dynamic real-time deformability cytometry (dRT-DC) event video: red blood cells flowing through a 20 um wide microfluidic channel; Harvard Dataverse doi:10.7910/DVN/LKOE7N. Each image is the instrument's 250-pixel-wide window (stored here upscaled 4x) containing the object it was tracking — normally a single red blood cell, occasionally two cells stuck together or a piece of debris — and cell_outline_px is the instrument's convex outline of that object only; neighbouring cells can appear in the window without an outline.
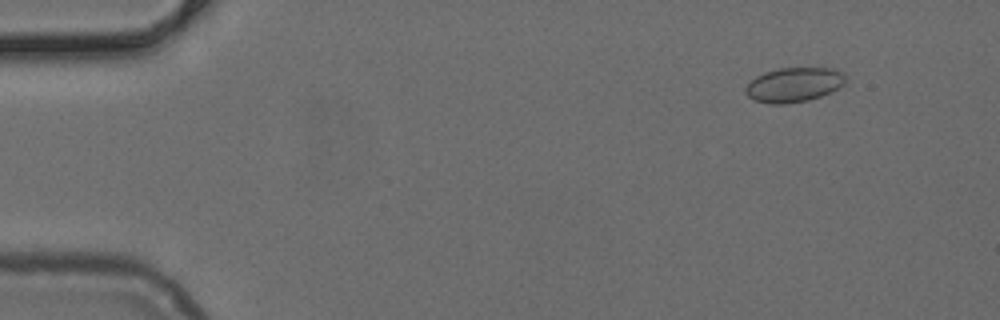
{"species": "common noctule bat (a hibernating species)", "species_latin": "Nyctalus noctula", "temperature_condition": "cold", "stored_images_in_passage": 12, "camera_frame_rate_fps": 3000, "um_per_image_px": 0.085, "animal": {"sex": "female", "body_mass_g": 24.6, "forearm_length_mm": 56.2}, "frame": {"image": 1, "passage_image": 6, "time_ms": 1.667, "image_size_px": [1000, 320], "cell_outline_px": [[844, 84], [820, 96], [808, 100], [784, 104], [768, 104], [756, 100], [748, 96], [744, 92], [744, 88], [756, 76], [764, 72], [780, 68], [832, 68], [844, 72]], "centroid_in_image_um": [67.44, 7.2], "position_along_channel_um": 17.6, "area_um2": 19.94}}